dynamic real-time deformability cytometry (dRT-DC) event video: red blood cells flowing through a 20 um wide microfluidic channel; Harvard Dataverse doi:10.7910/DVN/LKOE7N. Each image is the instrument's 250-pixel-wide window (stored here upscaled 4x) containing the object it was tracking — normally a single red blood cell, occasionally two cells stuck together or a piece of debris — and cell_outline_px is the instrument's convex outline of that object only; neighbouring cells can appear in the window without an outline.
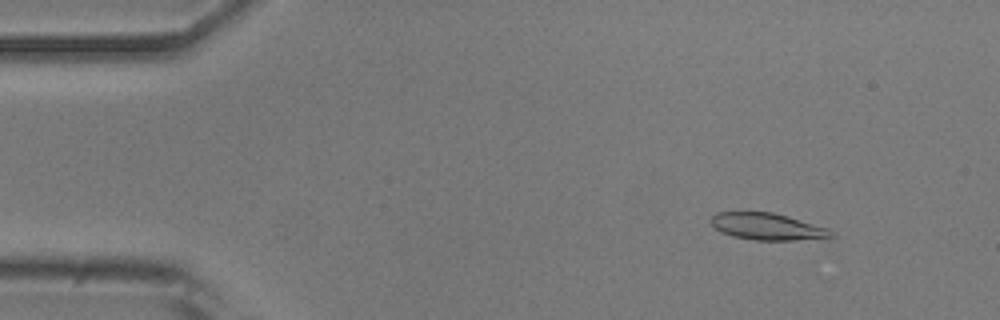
{"species": "common noctule bat (a hibernating species)", "species_latin": "Nyctalus noctula", "temperature_condition": "room temperature", "stored_images_in_passage": 52, "camera_frame_rate_fps": 3000, "um_per_image_px": 0.085, "animal": {"sex": "male", "body_mass_g": 20.5, "forearm_length_mm": 52.5}, "frame": {"image": 1, "passage_image": 6, "time_ms": 1.667, "image_size_px": [1000, 320], "cell_outline_px": [[836, 236], [828, 240], [756, 240], [732, 236], [720, 232], [708, 220], [716, 212], [772, 212], [828, 228], [836, 232]], "centroid_in_image_um": [65.31, 19.28], "position_along_channel_um": 19.7, "area_um2": 19.19}}
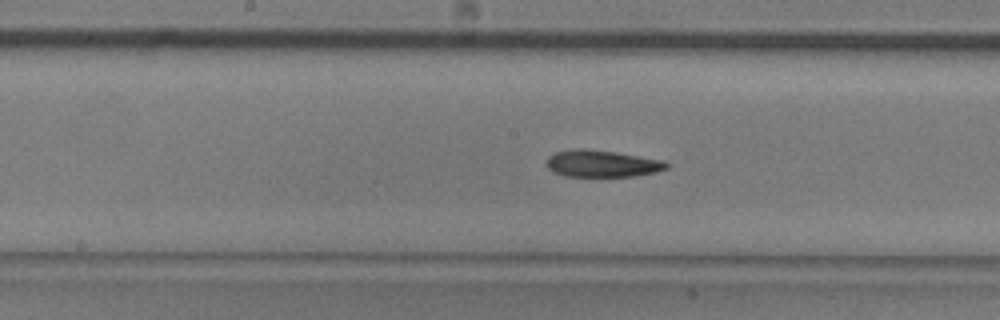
{"frame": {"image": 2, "passage_image": 26, "time_ms": 8.333, "image_size_px": [1000, 320], "cell_outline_px": [[668, 168], [656, 172], [636, 176], [564, 176], [548, 168], [548, 156], [556, 152], [580, 148], [616, 152], [664, 160], [668, 164]], "centroid_in_image_um": [51.22, 13.91], "position_along_channel_um": 197.0, "area_um2": 18.61}}
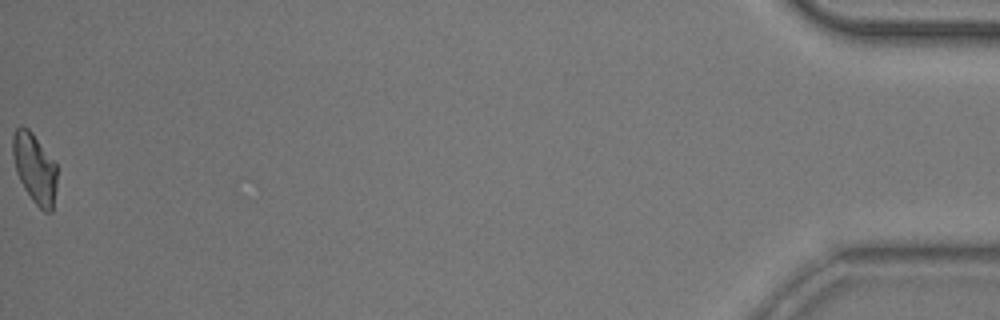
{"frame": {"image": 3, "passage_image": 52, "time_ms": 17.0, "image_size_px": [1000, 320], "cell_outline_px": [[56, 188], [52, 212], [44, 212], [32, 200], [24, 188], [16, 172], [12, 152], [12, 136], [16, 128], [20, 124], [28, 128], [32, 132], [56, 164]], "centroid_in_image_um": [2.93, 14.29], "position_along_channel_um": 432.3, "area_um2": 18.03}, "authors_computed_cell_mechanics": {"area_um2": 18.8428, "velocity_mm_per_s": 3.8909, "shape_relaxation_time_tau1_ms": 9.8196, "shape_relaxation_time_tau2_ms": 10.589, "deformation_change_tau1": 0.2279, "deformation_change_tau2": 0.2061}}